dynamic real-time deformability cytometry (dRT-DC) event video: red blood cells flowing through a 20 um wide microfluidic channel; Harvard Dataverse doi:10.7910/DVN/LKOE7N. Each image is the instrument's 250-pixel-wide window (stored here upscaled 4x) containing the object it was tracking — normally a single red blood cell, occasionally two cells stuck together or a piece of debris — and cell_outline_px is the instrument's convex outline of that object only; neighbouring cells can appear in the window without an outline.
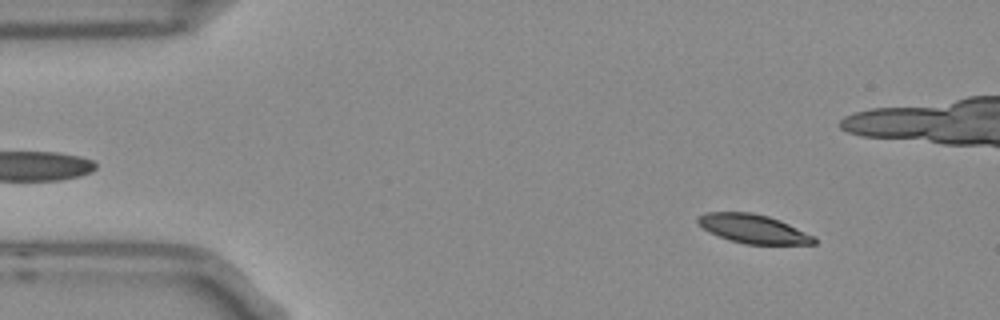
{"species": "Egyptian fruit bat (a non-hibernating species)", "species_latin": "Rousettus aegyptiacus", "temperature_condition": "room temperature", "stored_images_in_passage": 3, "camera_frame_rate_fps": 3000, "um_per_image_px": 0.085, "frame": {"image": 1, "passage_image": 1, "time_ms": 0.0, "image_size_px": [1000, 320], "cell_outline_px": [[816, 244], [744, 244], [720, 236], [704, 228], [696, 220], [700, 216], [708, 212], [752, 212], [768, 216], [780, 220], [816, 236]], "centroid_in_image_um": [64.1, 19.45], "position_along_channel_um": 20.9, "area_um2": 19.31}}